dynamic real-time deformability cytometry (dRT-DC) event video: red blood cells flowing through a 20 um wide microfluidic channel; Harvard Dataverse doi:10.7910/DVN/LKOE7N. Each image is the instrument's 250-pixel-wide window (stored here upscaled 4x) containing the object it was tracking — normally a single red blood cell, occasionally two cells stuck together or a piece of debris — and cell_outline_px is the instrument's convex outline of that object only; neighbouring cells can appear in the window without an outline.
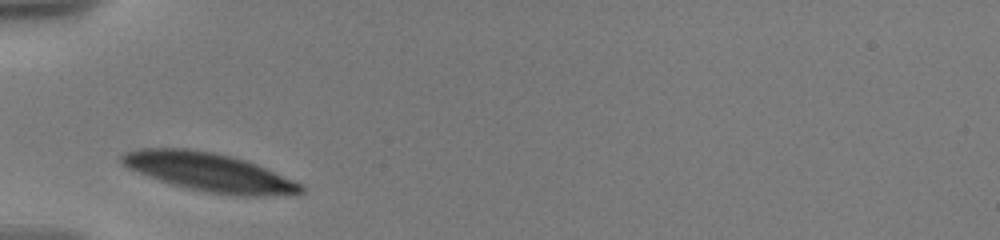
{"species": "human", "species_latin": "Homo sapiens", "temperature_condition": "warm", "stored_images_in_passage": 2, "camera_frame_rate_fps": 3000, "um_per_image_px": 0.085, "donor": {"sex": "male"}, "frame": {"image": 1, "passage_image": 1, "time_ms": 0.0, "image_size_px": [1000, 240], "cell_outline_px": [[304, 192], [296, 196], [240, 196], [208, 192], [188, 188], [172, 184], [160, 180], [128, 168], [120, 160], [120, 156], [124, 152], [136, 148], [188, 148], [216, 152], [232, 156], [256, 164], [292, 180], [300, 184], [304, 188]], "centroid_in_image_um": [17.81, 14.63], "position_along_channel_um": 67.2, "area_um2": 40.23}}
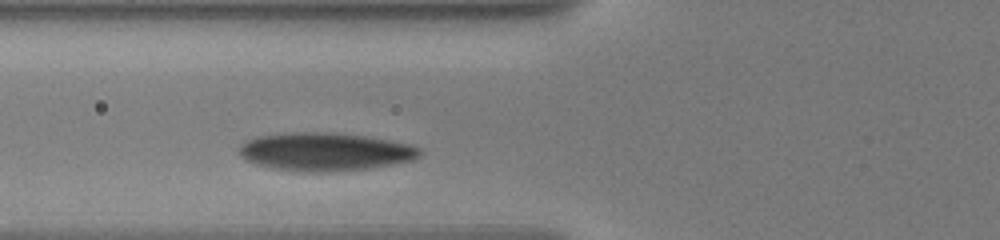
{"frame": {"image": 2, "passage_image": 2, "time_ms": 1.0, "image_size_px": [1000, 240], "cell_outline_px": [[420, 156], [412, 160], [368, 168], [332, 172], [296, 172], [256, 164], [244, 160], [240, 156], [240, 144], [248, 140], [260, 136], [284, 132], [332, 132], [364, 136], [408, 144], [420, 148]], "centroid_in_image_um": [27.58, 12.9], "position_along_channel_um": 98.2, "area_um2": 40.06}}